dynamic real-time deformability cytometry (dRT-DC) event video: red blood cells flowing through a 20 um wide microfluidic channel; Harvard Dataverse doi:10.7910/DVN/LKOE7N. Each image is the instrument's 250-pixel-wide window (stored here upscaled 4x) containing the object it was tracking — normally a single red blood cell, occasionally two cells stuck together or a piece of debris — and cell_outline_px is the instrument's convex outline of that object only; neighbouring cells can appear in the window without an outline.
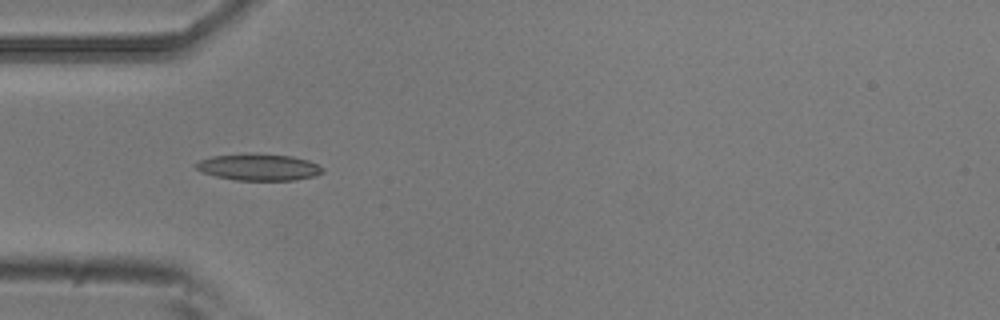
{"species": "common noctule bat (a hibernating species)", "species_latin": "Nyctalus noctula", "temperature_condition": "room temperature", "stored_images_in_passage": 4, "camera_frame_rate_fps": 3000, "um_per_image_px": 0.085, "animal": {"sex": "male", "body_mass_g": 20.5, "forearm_length_mm": 52.5}, "frame": {"image": 1, "passage_image": 4, "time_ms": 1.0, "image_size_px": [1000, 320], "cell_outline_px": [[324, 172], [312, 176], [292, 180], [236, 180], [216, 176], [204, 172], [196, 168], [196, 164], [200, 160], [212, 156], [248, 152], [292, 156], [308, 160], [324, 168]], "centroid_in_image_um": [21.99, 14.19], "position_along_channel_um": 63.0, "area_um2": 19.65}}